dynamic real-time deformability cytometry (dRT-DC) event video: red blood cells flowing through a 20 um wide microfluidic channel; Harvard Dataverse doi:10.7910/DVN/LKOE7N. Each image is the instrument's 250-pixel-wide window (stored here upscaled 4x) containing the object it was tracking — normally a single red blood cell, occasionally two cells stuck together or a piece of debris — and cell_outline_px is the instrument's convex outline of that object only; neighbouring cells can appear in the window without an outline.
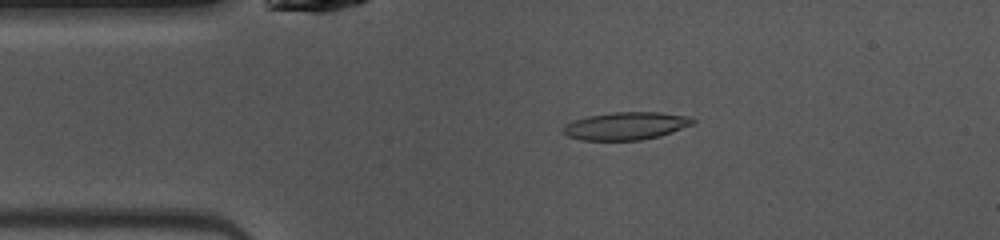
{"species": "common noctule bat (a hibernating species)", "species_latin": "Nyctalus noctula", "temperature_condition": "warm", "stored_images_in_passage": 47, "camera_frame_rate_fps": 3000, "um_per_image_px": 0.085, "animal": {"sex": "female", "body_mass_g": 10.0, "forearm_length_mm": 53.1}, "frame": {"image": 1, "passage_image": 8, "time_ms": 2.333, "image_size_px": [1000, 240], "cell_outline_px": [[696, 120], [692, 124], [672, 132], [660, 136], [640, 140], [580, 140], [568, 136], [560, 132], [560, 128], [564, 124], [588, 116], [612, 112], [660, 112], [688, 116]], "centroid_in_image_um": [53.16, 10.7], "position_along_channel_um": 31.8, "area_um2": 21.04}}
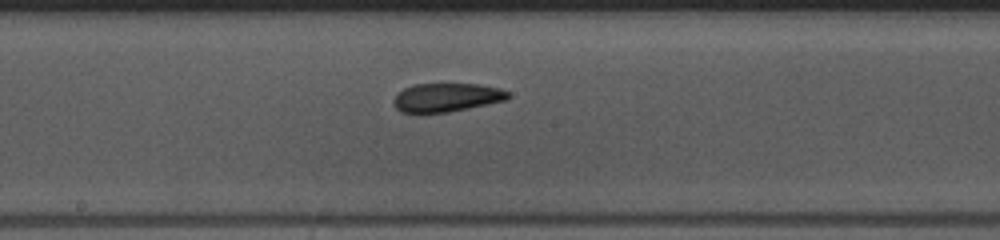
{"frame": {"image": 2, "passage_image": 23, "time_ms": 7.333, "image_size_px": [1000, 240], "cell_outline_px": [[512, 96], [508, 100], [448, 112], [400, 112], [392, 104], [392, 100], [404, 88], [412, 84], [480, 84], [500, 88], [508, 92]], "centroid_in_image_um": [37.99, 8.27], "position_along_channel_um": 210.2, "area_um2": 19.13}}
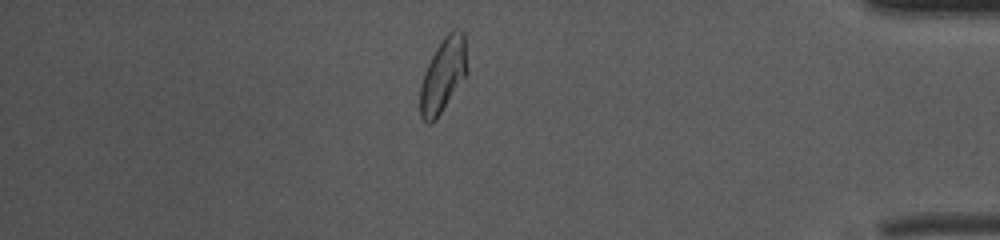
{"frame": {"image": 3, "passage_image": 40, "time_ms": 13.0, "image_size_px": [1000, 240], "cell_outline_px": [[468, 72], [436, 120], [428, 124], [420, 116], [420, 84], [424, 72], [436, 48], [444, 36], [452, 28], [460, 28], [464, 32], [468, 68]], "centroid_in_image_um": [37.68, 6.35], "position_along_channel_um": 397.5, "area_um2": 20.52}, "authors_computed_cell_mechanics": {"area_um2": 20.0566, "velocity_mm_per_s": 4.032, "shape_relaxation_time_tau1_ms": 4.5308, "shape_relaxation_time_tau2_ms": 2.0728, "deformation_change_tau1": 0.1575, "deformation_change_tau2": 0.0891}}